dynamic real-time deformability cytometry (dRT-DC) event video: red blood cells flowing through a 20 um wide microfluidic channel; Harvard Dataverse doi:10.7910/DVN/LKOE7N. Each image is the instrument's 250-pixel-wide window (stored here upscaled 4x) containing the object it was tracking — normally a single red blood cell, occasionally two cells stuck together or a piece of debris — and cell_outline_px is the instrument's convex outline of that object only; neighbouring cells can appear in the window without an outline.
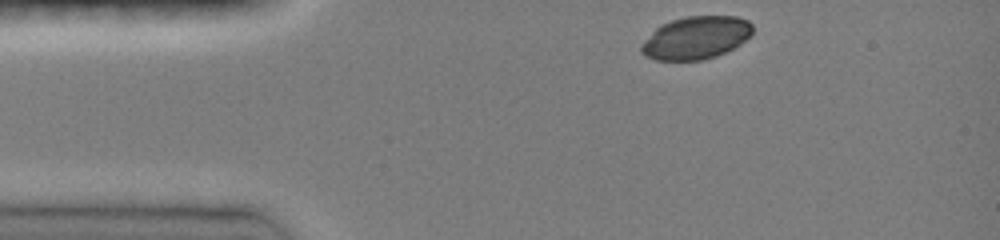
{"species": "common noctule bat (a hibernating species)", "species_latin": "Nyctalus noctula", "temperature_condition": "room temperature", "stored_images_in_passage": 11, "camera_frame_rate_fps": 3000, "um_per_image_px": 0.085, "animal": {"sex": "female", "body_mass_g": 19.0, "forearm_length_mm": 51.5}, "frame": {"image": 1, "passage_image": 1, "time_ms": 0.0, "image_size_px": [1000, 240], "cell_outline_px": [[752, 32], [740, 44], [716, 56], [700, 60], [656, 60], [644, 56], [640, 52], [640, 44], [660, 24], [672, 20], [688, 16], [736, 16], [748, 20], [752, 24]], "centroid_in_image_um": [59.11, 3.21], "position_along_channel_um": 25.9, "area_um2": 27.69}}
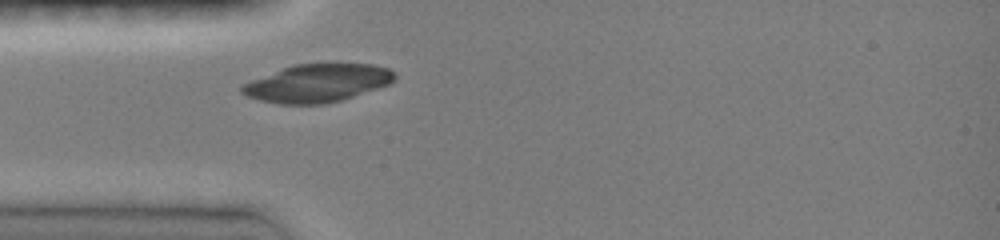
{"frame": {"image": 2, "passage_image": 9, "time_ms": 2.0, "image_size_px": [1000, 240], "cell_outline_px": [[396, 76], [388, 84], [340, 100], [324, 104], [280, 104], [260, 100], [248, 96], [240, 92], [240, 88], [244, 84], [252, 80], [292, 64], [372, 64], [388, 68]], "centroid_in_image_um": [26.94, 7.06], "position_along_channel_um": 58.1, "area_um2": 33.23}}